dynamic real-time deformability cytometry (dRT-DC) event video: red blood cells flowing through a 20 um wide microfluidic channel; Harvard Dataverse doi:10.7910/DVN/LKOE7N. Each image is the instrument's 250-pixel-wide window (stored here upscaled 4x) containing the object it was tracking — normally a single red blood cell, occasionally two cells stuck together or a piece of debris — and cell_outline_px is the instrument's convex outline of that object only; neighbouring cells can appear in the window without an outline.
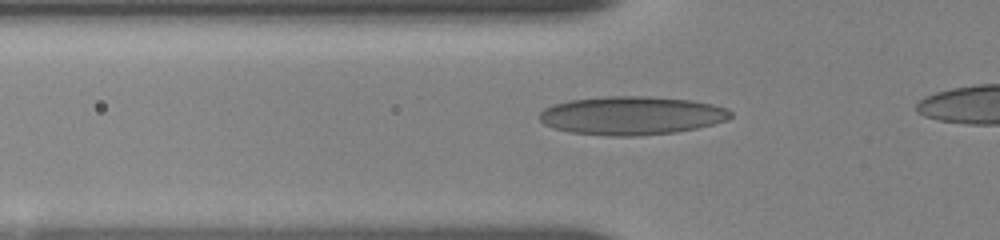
{"species": "human", "species_latin": "Homo sapiens", "temperature_condition": "room temperature", "stored_images_in_passage": 42, "camera_frame_rate_fps": 3000, "um_per_image_px": 0.085, "donor": {"sex": "female"}, "frame": {"image": 1, "passage_image": 9, "time_ms": 2.667, "image_size_px": [1000, 240], "cell_outline_px": [[732, 116], [728, 120], [696, 128], [676, 132], [636, 136], [608, 136], [568, 132], [552, 128], [544, 124], [540, 120], [540, 112], [544, 108], [552, 104], [568, 100], [608, 96], [648, 96], [692, 100], [712, 104], [728, 108], [732, 112]], "centroid_in_image_um": [53.67, 9.82], "position_along_channel_um": 72.1, "area_um2": 43.18}}
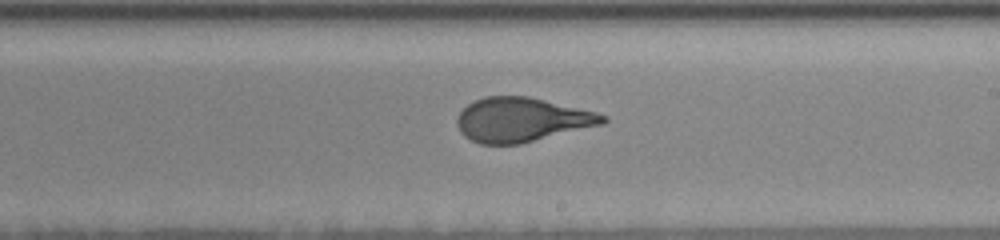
{"frame": {"image": 2, "passage_image": 27, "time_ms": 7.333, "image_size_px": [1000, 240], "cell_outline_px": [[608, 120], [604, 124], [520, 144], [480, 144], [464, 136], [460, 132], [456, 124], [456, 120], [460, 112], [468, 104], [484, 96], [528, 96], [596, 112], [608, 116]], "centroid_in_image_um": [44.35, 10.18], "position_along_channel_um": 244.7, "area_um2": 37.57}}
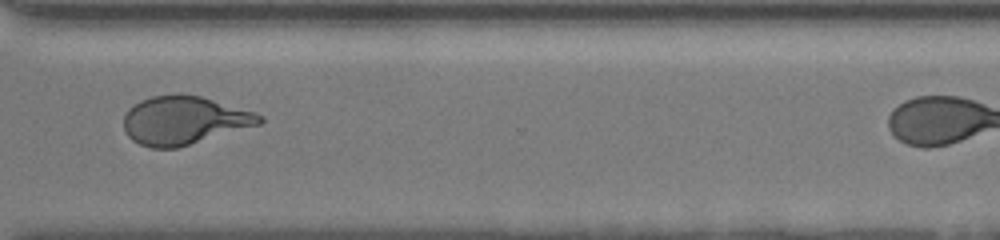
{"frame": {"image": 3, "passage_image": 41, "time_ms": 10.333, "image_size_px": [1000, 240], "cell_outline_px": [[264, 120], [260, 124], [176, 148], [152, 148], [140, 144], [132, 140], [128, 136], [124, 128], [124, 116], [128, 108], [140, 100], [152, 96], [176, 92], [180, 92], [200, 96], [256, 112], [264, 116]], "centroid_in_image_um": [15.63, 10.2], "position_along_channel_um": 355.0, "area_um2": 38.44}}